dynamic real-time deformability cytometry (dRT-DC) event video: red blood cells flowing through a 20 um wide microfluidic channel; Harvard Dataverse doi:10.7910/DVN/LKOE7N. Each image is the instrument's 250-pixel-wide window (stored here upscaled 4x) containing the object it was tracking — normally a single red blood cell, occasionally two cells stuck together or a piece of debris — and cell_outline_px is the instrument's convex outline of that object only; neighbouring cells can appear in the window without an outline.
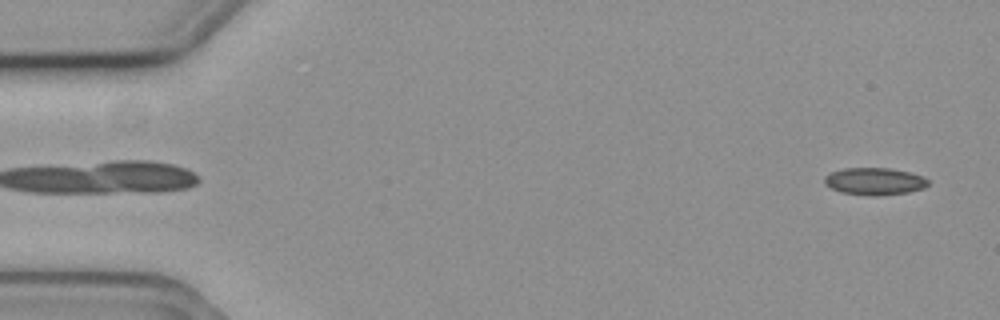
{"species": "common noctule bat (a hibernating species)", "species_latin": "Nyctalus noctula", "temperature_condition": "cold", "stored_images_in_passage": 56, "camera_frame_rate_fps": 3000, "um_per_image_px": 0.085, "animal": {"sex": "female", "body_mass_g": 19.3, "forearm_length_mm": 54.1}, "frame": {"image": 1, "passage_image": 2, "time_ms": 0.333, "image_size_px": [1000, 320], "cell_outline_px": [[928, 184], [924, 188], [908, 192], [880, 196], [868, 196], [840, 192], [824, 184], [824, 176], [832, 172], [844, 168], [888, 168], [908, 172], [924, 176], [928, 180]], "centroid_in_image_um": [74.33, 15.42], "position_along_channel_um": 10.7, "area_um2": 16.53}}
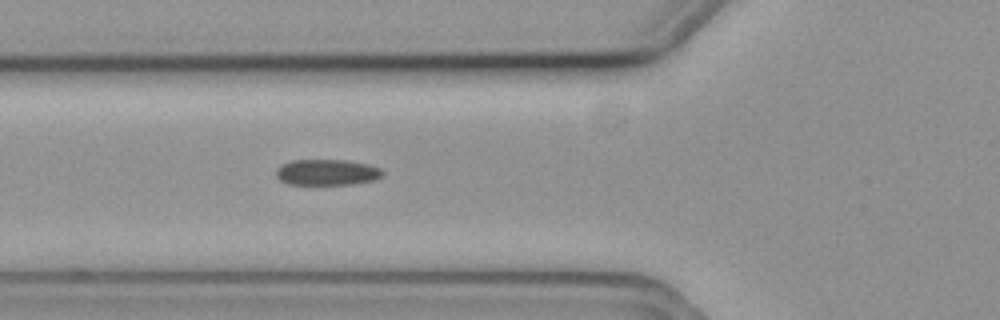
{"frame": {"image": 2, "passage_image": 20, "time_ms": 6.333, "image_size_px": [1000, 320], "cell_outline_px": [[384, 172], [376, 180], [352, 184], [288, 184], [280, 180], [276, 176], [276, 168], [280, 164], [292, 160], [348, 160], [368, 164], [380, 168]], "centroid_in_image_um": [27.77, 14.64], "position_along_channel_um": 98.0, "area_um2": 16.18}}
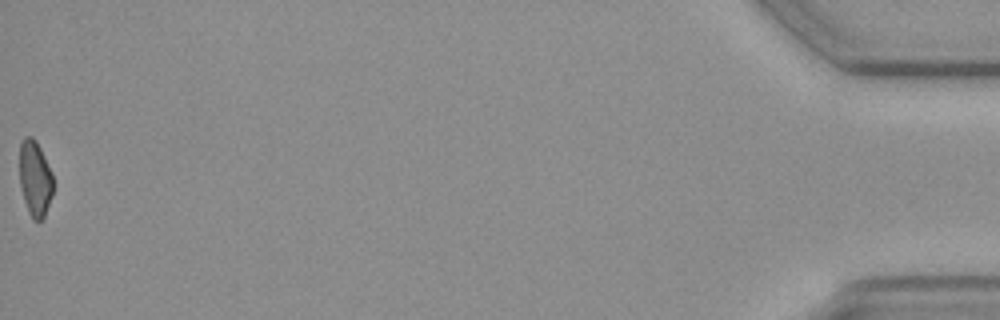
{"frame": {"image": 3, "passage_image": 56, "time_ms": 18.333, "image_size_px": [1000, 320], "cell_outline_px": [[52, 196], [44, 216], [40, 220], [32, 220], [28, 212], [20, 188], [20, 140], [24, 136], [32, 136], [36, 140], [52, 172]], "centroid_in_image_um": [2.96, 15.15], "position_along_channel_um": 432.2, "area_um2": 14.85}, "authors_computed_cell_mechanics": {"area_um2": 16.5019, "velocity_mm_per_s": 3.6897, "shape_relaxation_time_tau1_ms": 5.1255, "shape_relaxation_time_tau2_ms": 5.2161, "deformation_change_tau1": 0.1003, "deformation_change_tau2": 0.1155}}